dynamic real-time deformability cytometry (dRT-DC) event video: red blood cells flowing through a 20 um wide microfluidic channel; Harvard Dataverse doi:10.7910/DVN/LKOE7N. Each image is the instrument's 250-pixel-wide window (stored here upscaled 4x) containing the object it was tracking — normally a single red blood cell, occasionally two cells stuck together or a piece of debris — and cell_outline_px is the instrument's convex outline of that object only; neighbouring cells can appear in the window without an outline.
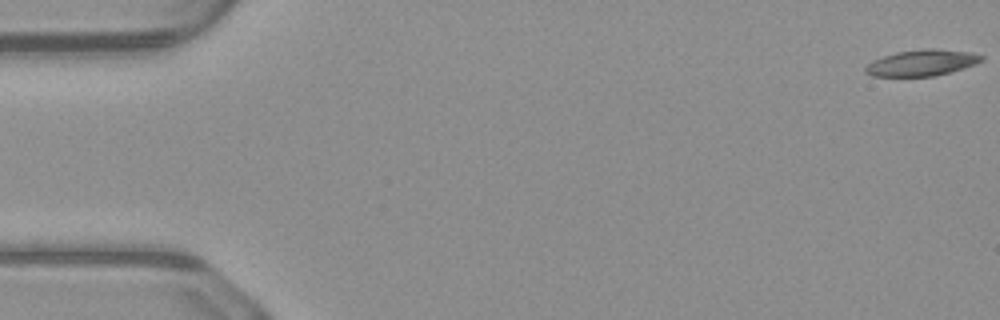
{"species": "common noctule bat (a hibernating species)", "species_latin": "Nyctalus noctula", "temperature_condition": "warm", "stored_images_in_passage": 51, "camera_frame_rate_fps": 3000, "um_per_image_px": 0.085, "animal": {"sex": "male", "body_mass_g": 23.1, "forearm_length_mm": 52.7}, "frame": {"image": 1, "passage_image": 1, "time_ms": 0.0, "image_size_px": [1000, 320], "cell_outline_px": [[984, 60], [976, 64], [964, 68], [932, 76], [872, 76], [864, 72], [864, 68], [872, 60], [896, 52], [924, 48], [936, 48], [972, 52], [984, 56]], "centroid_in_image_um": [78.37, 5.32], "position_along_channel_um": 6.6, "area_um2": 17.8}}
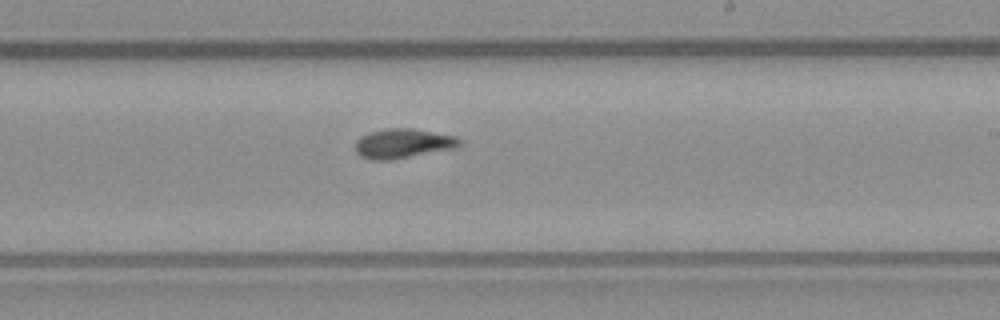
{"frame": {"image": 2, "passage_image": 30, "time_ms": 9.667, "image_size_px": [1000, 320], "cell_outline_px": [[464, 144], [456, 148], [392, 160], [372, 160], [360, 156], [356, 152], [356, 140], [360, 136], [372, 132], [388, 128], [412, 128], [456, 136], [464, 140]], "centroid_in_image_um": [34.31, 12.2], "position_along_channel_um": 254.7, "area_um2": 18.15}}
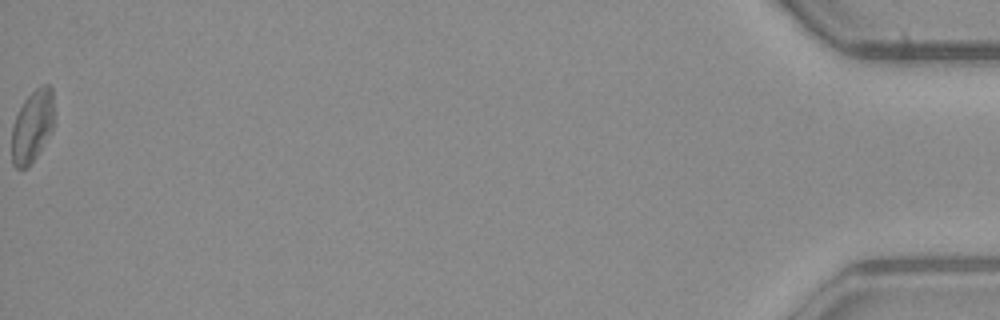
{"frame": {"image": 3, "passage_image": 51, "time_ms": 16.667, "image_size_px": [1000, 320], "cell_outline_px": [[56, 116], [52, 128], [36, 156], [28, 168], [20, 172], [12, 164], [12, 124], [24, 100], [36, 88], [44, 84], [48, 84], [52, 88]], "centroid_in_image_um": [2.76, 10.73], "position_along_channel_um": 432.4, "area_um2": 18.15}, "authors_computed_cell_mechanics": {"area_um2": 17.629, "velocity_mm_per_s": 4.1262, "shape_relaxation_time_tau1_ms": null, "shape_relaxation_time_tau2_ms": 2.8965, "deformation_change_tau1": null, "deformation_change_tau2": 0.0942}}